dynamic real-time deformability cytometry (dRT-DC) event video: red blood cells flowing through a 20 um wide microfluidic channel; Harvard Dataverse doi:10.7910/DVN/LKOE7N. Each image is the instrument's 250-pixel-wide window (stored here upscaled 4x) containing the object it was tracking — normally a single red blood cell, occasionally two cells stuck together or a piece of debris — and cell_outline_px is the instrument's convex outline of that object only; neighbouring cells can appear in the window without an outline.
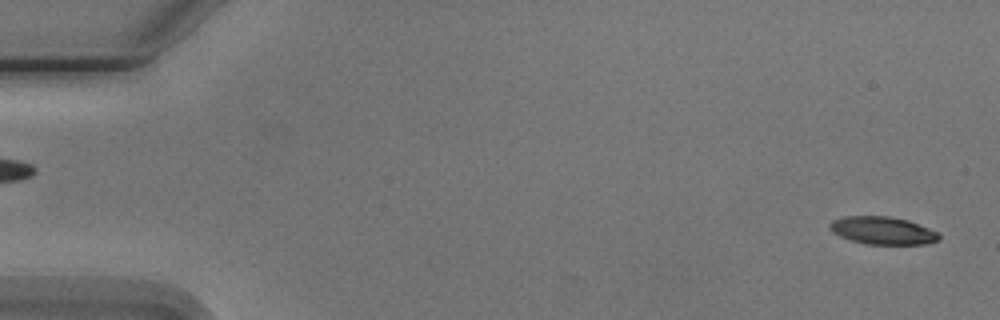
{"species": "Egyptian fruit bat (a non-hibernating species)", "species_latin": "Rousettus aegyptiacus", "temperature_condition": "cold", "stored_images_in_passage": 3, "segment_of_instrument_passage": [2, 2], "camera_frame_rate_fps": 3000, "um_per_image_px": 0.085, "animal": {"sex": "male"}, "frame": {"image": 1, "passage_image": 3, "time_ms": 2.333, "image_size_px": [1000, 320], "cell_outline_px": [[940, 240], [924, 244], [868, 244], [852, 240], [840, 236], [832, 232], [828, 228], [828, 224], [832, 220], [844, 216], [888, 216], [908, 220], [928, 228], [936, 232], [940, 236]], "centroid_in_image_um": [74.99, 19.59], "position_along_channel_um": 10.0, "area_um2": 17.57}}